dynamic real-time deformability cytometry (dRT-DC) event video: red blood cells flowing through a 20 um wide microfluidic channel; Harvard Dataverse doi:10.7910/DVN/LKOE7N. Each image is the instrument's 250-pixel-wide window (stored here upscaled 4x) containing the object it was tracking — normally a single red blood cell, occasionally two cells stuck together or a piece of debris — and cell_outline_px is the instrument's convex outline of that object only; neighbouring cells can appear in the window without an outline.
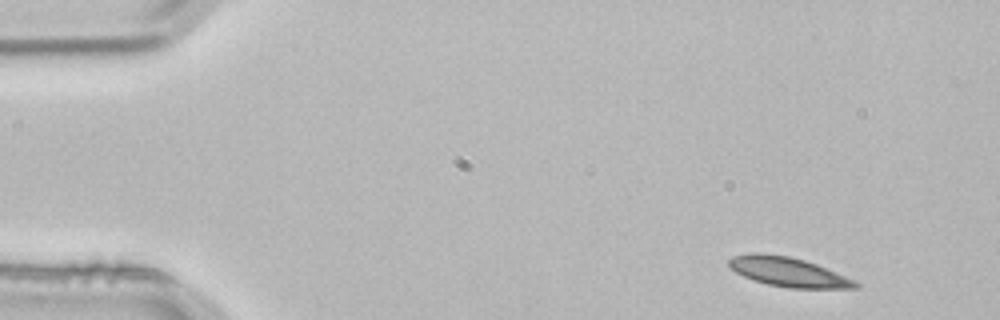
{"species": "common noctule bat (a hibernating species)", "species_latin": "Nyctalus noctula", "temperature_condition": "room temperature", "stored_images_in_passage": 3, "camera_frame_rate_fps": 3000, "um_per_image_px": 0.085, "animal": {"sex": "male", "body_mass_g": 21.5, "forearm_length_mm": 52.0}, "frame": {"image": 1, "passage_image": 1, "time_ms": 0.0, "image_size_px": [1000, 320], "cell_outline_px": [[860, 288], [788, 288], [768, 284], [744, 276], [736, 272], [728, 264], [728, 260], [732, 256], [752, 252], [760, 252], [788, 256], [804, 260], [816, 264], [856, 280], [860, 284]], "centroid_in_image_um": [67.02, 23.11], "position_along_channel_um": 18.0, "area_um2": 21.62}}
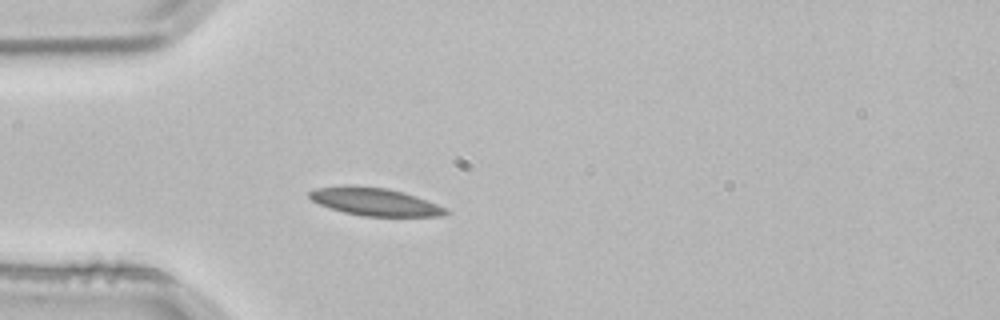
{"frame": {"image": 2, "passage_image": 3, "time_ms": 0.667, "image_size_px": [1000, 320], "cell_outline_px": [[448, 212], [440, 216], [364, 216], [344, 212], [328, 208], [312, 200], [308, 196], [308, 192], [316, 188], [344, 184], [356, 184], [388, 188], [404, 192], [416, 196], [436, 204], [444, 208]], "centroid_in_image_um": [31.78, 17.12], "position_along_channel_um": 53.2, "area_um2": 22.25}}